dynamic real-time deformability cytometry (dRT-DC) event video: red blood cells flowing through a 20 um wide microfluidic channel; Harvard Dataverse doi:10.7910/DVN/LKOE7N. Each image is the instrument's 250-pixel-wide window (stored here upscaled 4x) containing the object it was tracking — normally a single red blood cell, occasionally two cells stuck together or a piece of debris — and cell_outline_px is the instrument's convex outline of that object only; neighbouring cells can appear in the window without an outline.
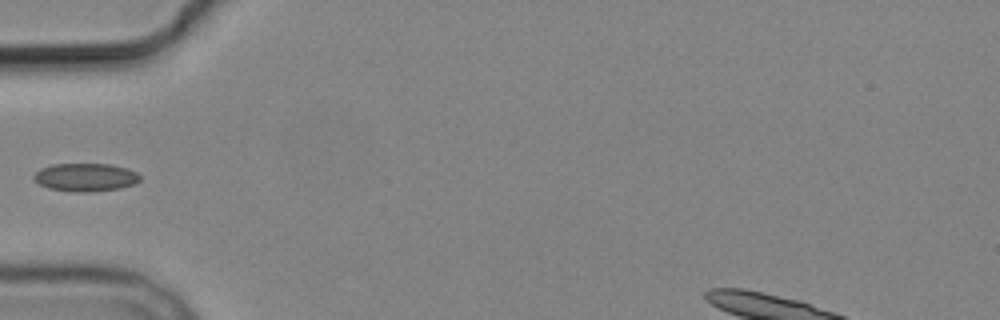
{"species": "common noctule bat (a hibernating species)", "species_latin": "Nyctalus noctula", "temperature_condition": "cold", "stored_images_in_passage": 5, "camera_frame_rate_fps": 3000, "um_per_image_px": 0.085, "animal": {"sex": "male", "body_mass_g": 19.2, "forearm_length_mm": 51.8}, "frame": {"image": 1, "passage_image": 5, "time_ms": 5.333, "image_size_px": [1000, 320], "cell_outline_px": [[140, 180], [136, 184], [120, 188], [92, 192], [72, 192], [48, 188], [40, 184], [32, 176], [40, 168], [52, 164], [112, 164], [128, 168], [136, 172], [140, 176]], "centroid_in_image_um": [7.29, 15.07], "position_along_channel_um": 77.7, "area_um2": 17.57}}